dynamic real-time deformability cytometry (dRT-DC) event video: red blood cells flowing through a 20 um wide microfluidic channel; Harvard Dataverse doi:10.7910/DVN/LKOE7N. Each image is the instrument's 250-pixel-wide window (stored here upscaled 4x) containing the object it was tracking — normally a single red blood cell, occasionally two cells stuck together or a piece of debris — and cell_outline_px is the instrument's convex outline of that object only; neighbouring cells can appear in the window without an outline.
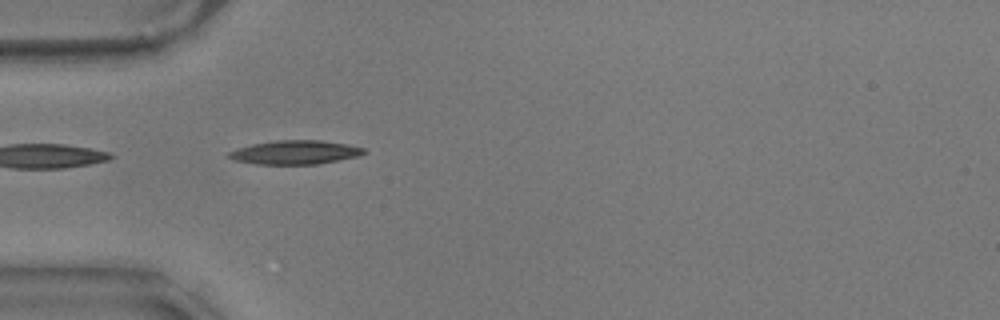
{"species": "common noctule bat (a hibernating species)", "species_latin": "Nyctalus noctula", "temperature_condition": "warm", "stored_images_in_passage": 41, "camera_frame_rate_fps": 3000, "um_per_image_px": 0.085, "animal": {"sex": "male", "body_mass_g": 17.9}, "frame": {"image": 1, "passage_image": 1, "time_ms": 0.0, "image_size_px": [1000, 320], "cell_outline_px": [[368, 152], [356, 156], [316, 164], [256, 164], [236, 160], [224, 156], [228, 152], [236, 148], [252, 144], [276, 140], [320, 140], [348, 144], [364, 148]], "centroid_in_image_um": [25.04, 12.94], "position_along_channel_um": 60.0, "area_um2": 18.73}}
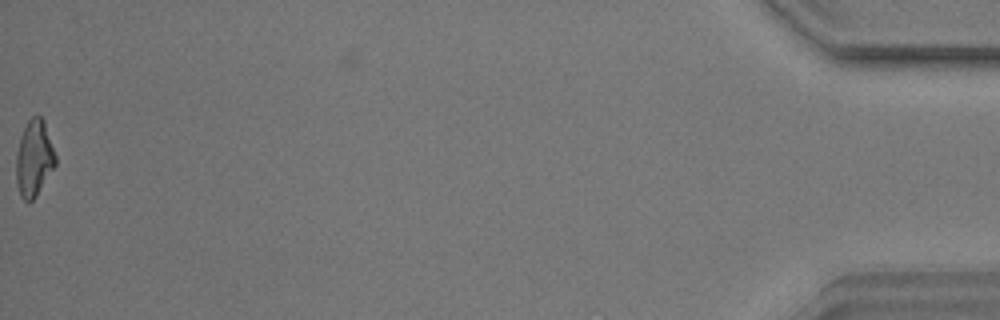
{"frame": {"image": 2, "passage_image": 41, "time_ms": 13.333, "image_size_px": [1000, 320], "cell_outline_px": [[56, 164], [36, 196], [28, 204], [20, 196], [16, 184], [16, 152], [20, 136], [28, 120], [32, 116], [40, 116], [44, 120], [56, 156]], "centroid_in_image_um": [2.88, 13.48], "position_along_channel_um": 432.3, "area_um2": 17.57}, "authors_computed_cell_mechanics": {"area_um2": 17.8024, "velocity_mm_per_s": 3.544, "shape_relaxation_time_tau1_ms": 4.0198, "shape_relaxation_time_tau2_ms": 3.3938, "deformation_change_tau1": 0.1625, "deformation_change_tau2": 0.1226}}